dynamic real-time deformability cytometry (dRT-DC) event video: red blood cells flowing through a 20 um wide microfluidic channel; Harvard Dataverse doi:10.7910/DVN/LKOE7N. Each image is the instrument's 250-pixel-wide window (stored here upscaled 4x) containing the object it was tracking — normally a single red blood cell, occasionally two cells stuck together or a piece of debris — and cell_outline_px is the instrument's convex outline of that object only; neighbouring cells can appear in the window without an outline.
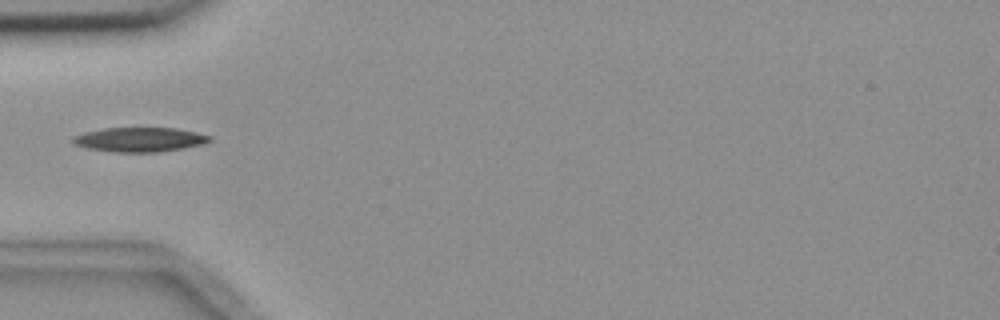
{"species": "common noctule bat (a hibernating species)", "species_latin": "Nyctalus noctula", "temperature_condition": "room temperature", "stored_images_in_passage": 7, "camera_frame_rate_fps": 3000, "um_per_image_px": 0.085, "animal": {"sex": "female", "body_mass_g": 18.4}, "frame": {"image": 1, "passage_image": 1, "time_ms": 0.0, "image_size_px": [1000, 320], "cell_outline_px": [[212, 140], [204, 144], [184, 148], [156, 152], [112, 152], [88, 148], [76, 144], [72, 140], [72, 136], [84, 132], [104, 128], [176, 128], [196, 132], [212, 136]], "centroid_in_image_um": [11.9, 11.86], "position_along_channel_um": 73.1, "area_um2": 19.48}}
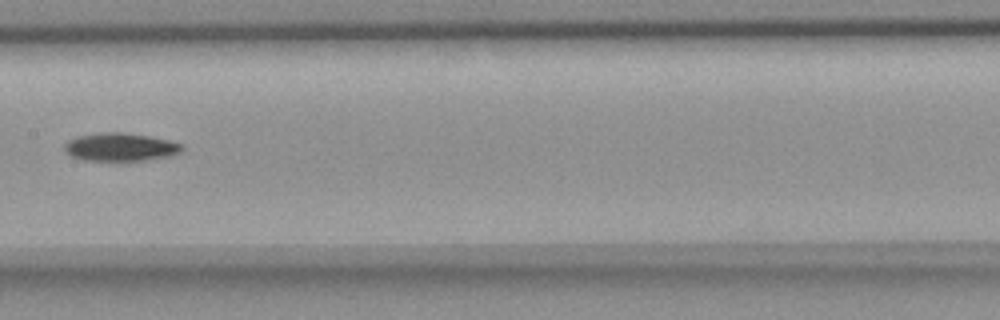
{"frame": {"image": 2, "passage_image": 4, "time_ms": 3.333, "image_size_px": [1000, 320], "cell_outline_px": [[184, 152], [172, 156], [148, 160], [116, 164], [80, 160], [64, 152], [64, 144], [68, 140], [76, 136], [96, 132], [120, 132], [148, 136], [168, 140], [184, 144]], "centroid_in_image_um": [10.22, 12.55], "position_along_channel_um": 197.2, "area_um2": 20.58}}
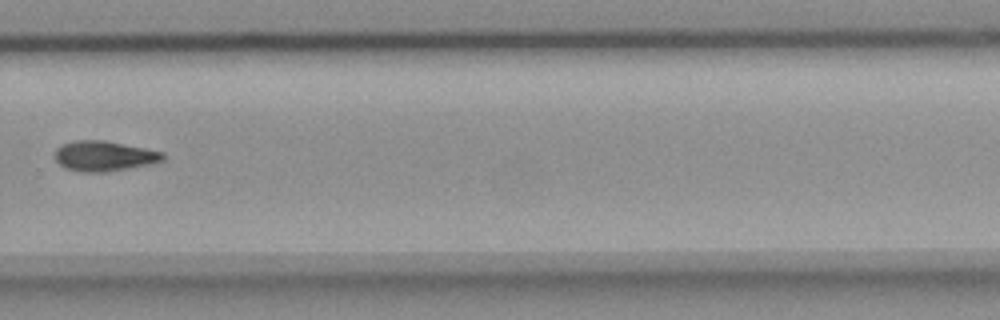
{"frame": {"image": 3, "passage_image": 7, "time_ms": 6.667, "image_size_px": [1000, 320], "cell_outline_px": [[164, 160], [156, 164], [104, 172], [80, 172], [64, 168], [56, 160], [56, 148], [60, 144], [76, 140], [104, 140], [164, 152]], "centroid_in_image_um": [8.87, 13.27], "position_along_channel_um": 320.9, "area_um2": 19.19}}